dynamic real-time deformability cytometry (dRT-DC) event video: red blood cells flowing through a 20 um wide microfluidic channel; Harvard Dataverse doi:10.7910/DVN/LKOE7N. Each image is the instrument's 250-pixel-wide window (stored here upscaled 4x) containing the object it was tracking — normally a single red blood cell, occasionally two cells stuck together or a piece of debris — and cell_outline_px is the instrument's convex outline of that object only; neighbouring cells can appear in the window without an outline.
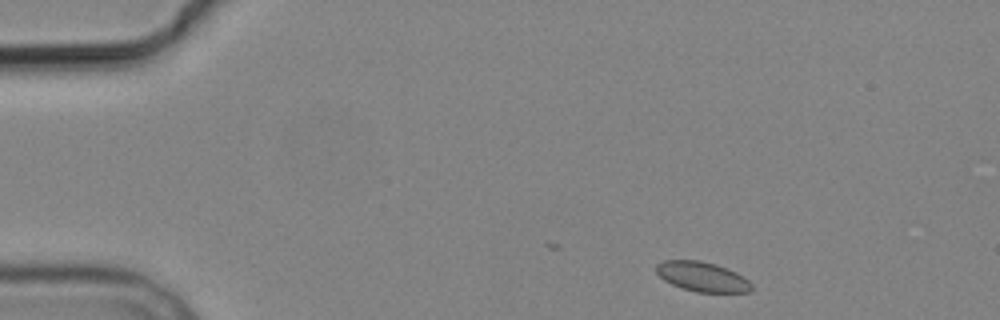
{"species": "common noctule bat (a hibernating species)", "species_latin": "Nyctalus noctula", "temperature_condition": "cold", "stored_images_in_passage": 5, "camera_frame_rate_fps": 3000, "um_per_image_px": 0.085, "animal": {"sex": "male", "body_mass_g": 19.2, "forearm_length_mm": 51.8}, "frame": {"image": 1, "passage_image": 1, "time_ms": 0.0, "image_size_px": [1000, 320], "cell_outline_px": [[752, 288], [748, 292], [696, 292], [672, 284], [664, 280], [656, 272], [656, 264], [664, 260], [700, 260], [716, 264], [736, 272], [744, 276], [752, 284]], "centroid_in_image_um": [59.69, 23.51], "position_along_channel_um": 25.3, "area_um2": 16.47}}
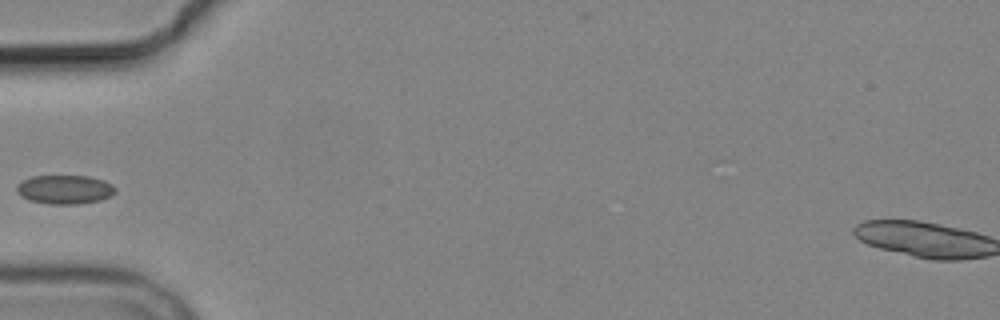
{"frame": {"image": 2, "passage_image": 4, "time_ms": 3.667, "image_size_px": [1000, 320], "cell_outline_px": [[116, 192], [112, 196], [100, 200], [76, 204], [52, 204], [28, 200], [16, 192], [16, 184], [32, 176], [88, 176], [104, 180], [112, 184], [116, 188]], "centroid_in_image_um": [5.52, 16.1], "position_along_channel_um": 79.5, "area_um2": 16.7}}
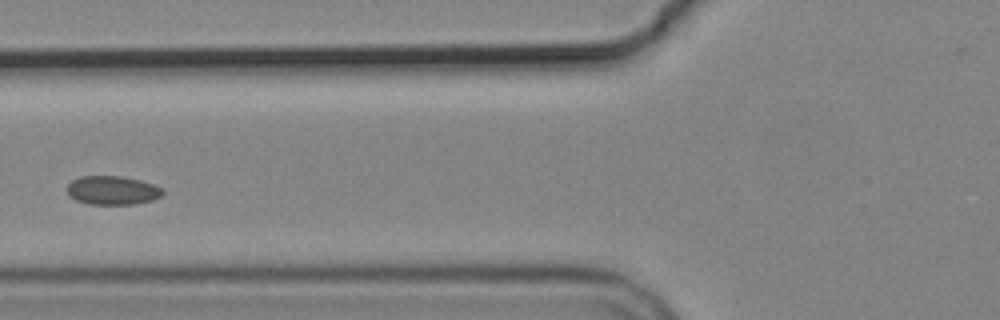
{"frame": {"image": 3, "passage_image": 5, "time_ms": 4.667, "image_size_px": [1000, 320], "cell_outline_px": [[164, 192], [160, 196], [152, 200], [136, 204], [88, 204], [76, 200], [68, 196], [64, 188], [72, 180], [80, 176], [120, 176], [140, 180], [152, 184], [160, 188]], "centroid_in_image_um": [9.48, 16.18], "position_along_channel_um": 116.3, "area_um2": 16.13}}